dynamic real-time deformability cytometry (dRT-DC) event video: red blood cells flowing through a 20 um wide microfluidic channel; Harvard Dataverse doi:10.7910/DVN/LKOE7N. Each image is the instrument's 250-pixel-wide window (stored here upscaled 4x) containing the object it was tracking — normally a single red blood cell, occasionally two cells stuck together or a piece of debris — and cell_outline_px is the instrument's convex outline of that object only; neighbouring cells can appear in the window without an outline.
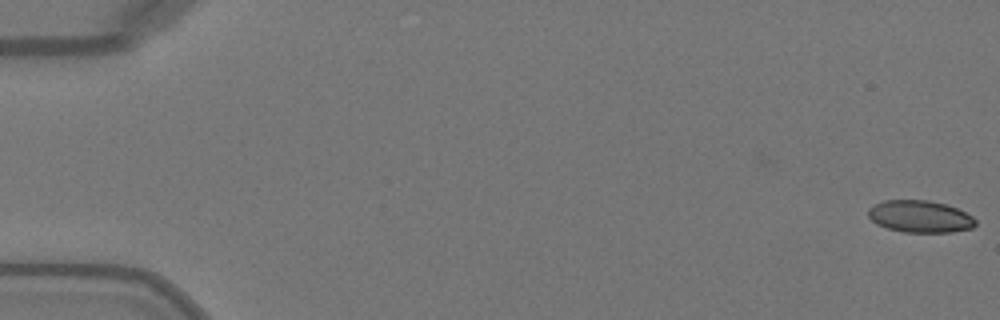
{"species": "Egyptian fruit bat (a non-hibernating species)", "species_latin": "Rousettus aegyptiacus", "temperature_condition": "warm", "stored_images_in_passage": 50, "camera_frame_rate_fps": 3000, "um_per_image_px": 0.085, "animal": {"sex": "female"}, "frame": {"image": 1, "passage_image": 1, "time_ms": 0.0, "image_size_px": [1000, 320], "cell_outline_px": [[976, 224], [972, 228], [952, 232], [904, 232], [888, 228], [876, 224], [868, 216], [868, 208], [872, 204], [884, 200], [928, 200], [948, 204], [972, 216], [976, 220]], "centroid_in_image_um": [78.18, 18.39], "position_along_channel_um": 6.8, "area_um2": 20.17}}
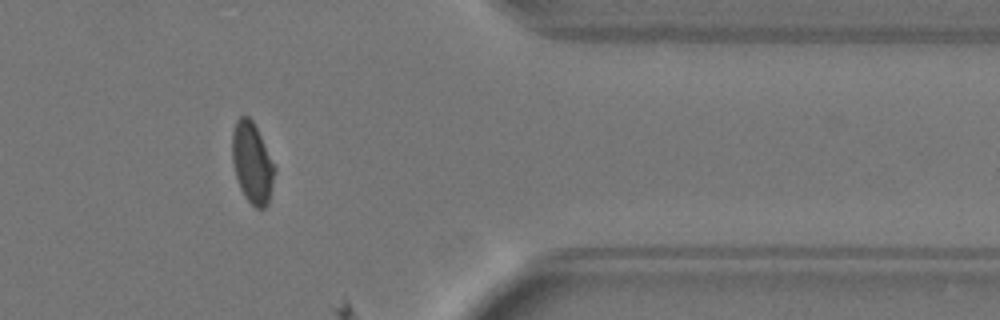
{"frame": {"image": 2, "passage_image": 42, "time_ms": 13.667, "image_size_px": [1000, 320], "cell_outline_px": [[276, 168], [268, 204], [264, 208], [256, 208], [244, 196], [240, 188], [236, 176], [232, 160], [232, 132], [236, 120], [240, 116], [248, 116], [252, 120]], "centroid_in_image_um": [21.42, 13.85], "position_along_channel_um": 390.0, "area_um2": 19.77}}